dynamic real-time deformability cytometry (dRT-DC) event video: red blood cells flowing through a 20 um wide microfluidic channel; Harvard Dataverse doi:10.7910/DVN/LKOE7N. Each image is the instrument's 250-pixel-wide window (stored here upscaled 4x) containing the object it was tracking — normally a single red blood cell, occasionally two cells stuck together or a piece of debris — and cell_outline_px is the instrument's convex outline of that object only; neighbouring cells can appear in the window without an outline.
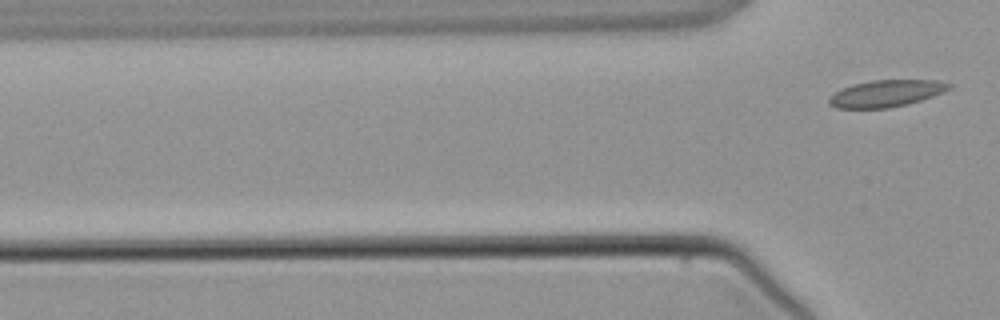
{"species": "common noctule bat (a hibernating species)", "species_latin": "Nyctalus noctula", "temperature_condition": "warm", "stored_images_in_passage": 2, "camera_frame_rate_fps": 3000, "um_per_image_px": 0.085, "animal": {"sex": "male", "body_mass_g": 21.5, "forearm_length_mm": 52.0}, "frame": {"image": 1, "passage_image": 2, "time_ms": 1.667, "image_size_px": [1000, 320], "cell_outline_px": [[952, 88], [932, 96], [908, 104], [888, 108], [836, 108], [828, 104], [828, 96], [840, 88], [852, 84], [872, 80], [936, 80], [952, 84]], "centroid_in_image_um": [75.27, 7.94], "position_along_channel_um": 50.5, "area_um2": 18.9}}